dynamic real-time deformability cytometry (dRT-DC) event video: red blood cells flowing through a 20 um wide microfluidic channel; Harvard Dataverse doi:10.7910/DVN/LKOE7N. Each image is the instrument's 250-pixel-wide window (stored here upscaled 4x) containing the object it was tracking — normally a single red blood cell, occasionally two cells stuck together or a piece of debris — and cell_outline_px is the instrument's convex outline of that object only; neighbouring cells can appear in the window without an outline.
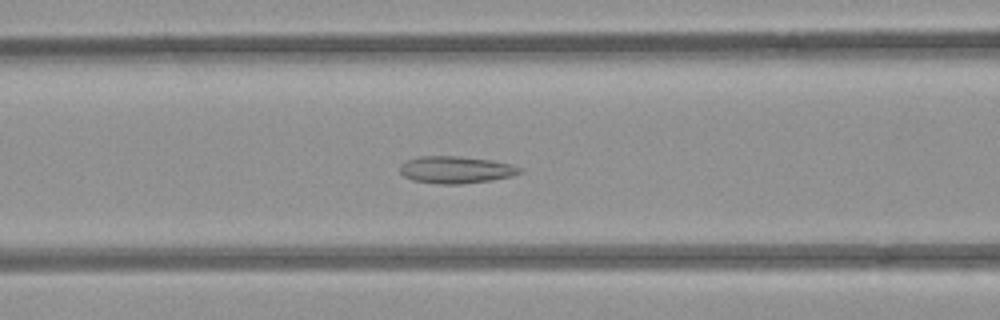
{"species": "common noctule bat (a hibernating species)", "species_latin": "Nyctalus noctula", "temperature_condition": "room temperature", "stored_images_in_passage": 52, "camera_frame_rate_fps": 3000, "um_per_image_px": 0.085, "animal": {"sex": "female", "body_mass_g": 21.9}, "frame": {"image": 1, "passage_image": 21, "time_ms": 6.667, "image_size_px": [1000, 320], "cell_outline_px": [[524, 172], [512, 176], [492, 180], [460, 184], [436, 184], [412, 180], [404, 176], [400, 172], [400, 164], [408, 160], [420, 156], [456, 156], [492, 160], [512, 164], [524, 168]], "centroid_in_image_um": [38.79, 14.43], "position_along_channel_um": 127.8, "area_um2": 19.13}}
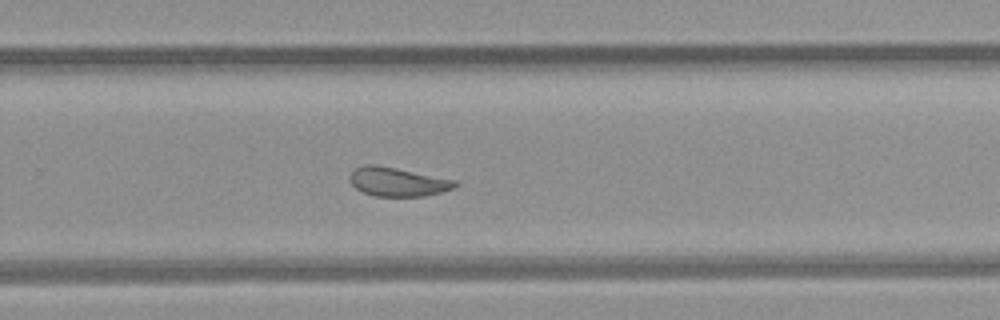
{"frame": {"image": 2, "passage_image": 34, "time_ms": 11.0, "image_size_px": [1000, 320], "cell_outline_px": [[460, 184], [456, 188], [424, 196], [372, 196], [356, 188], [348, 180], [348, 176], [356, 168], [368, 164], [376, 164], [456, 180]], "centroid_in_image_um": [33.81, 15.46], "position_along_channel_um": 296.0, "area_um2": 17.74}}
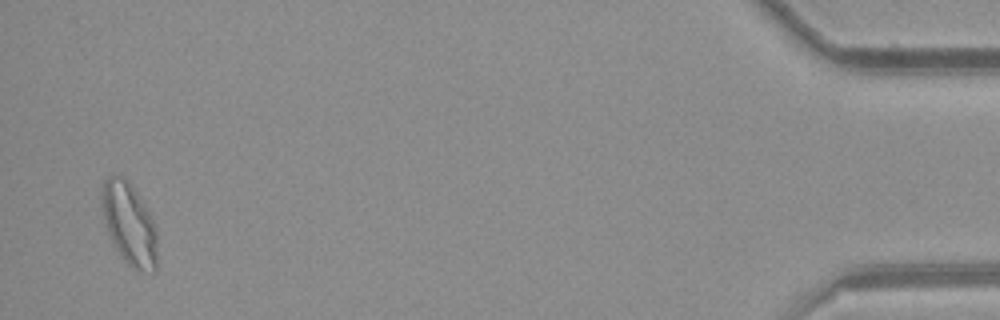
{"frame": {"image": 3, "passage_image": 51, "time_ms": 16.667, "image_size_px": [1000, 320], "cell_outline_px": [[156, 272], [152, 272], [132, 268], [124, 260], [116, 248], [112, 240], [104, 220], [100, 196], [100, 188], [104, 180], [108, 176], [124, 176], [128, 180], [136, 192], [148, 212], [152, 220], [156, 232]], "centroid_in_image_um": [10.96, 19.0], "position_along_channel_um": 424.2, "area_um2": 26.18}, "authors_computed_cell_mechanics": {"area_um2": 20.6346, "velocity_mm_per_s": 3.896, "shape_relaxation_time_tau1_ms": null, "shape_relaxation_time_tau2_ms": 1.6882, "deformation_change_tau1": null, "deformation_change_tau2": 0.0928}}